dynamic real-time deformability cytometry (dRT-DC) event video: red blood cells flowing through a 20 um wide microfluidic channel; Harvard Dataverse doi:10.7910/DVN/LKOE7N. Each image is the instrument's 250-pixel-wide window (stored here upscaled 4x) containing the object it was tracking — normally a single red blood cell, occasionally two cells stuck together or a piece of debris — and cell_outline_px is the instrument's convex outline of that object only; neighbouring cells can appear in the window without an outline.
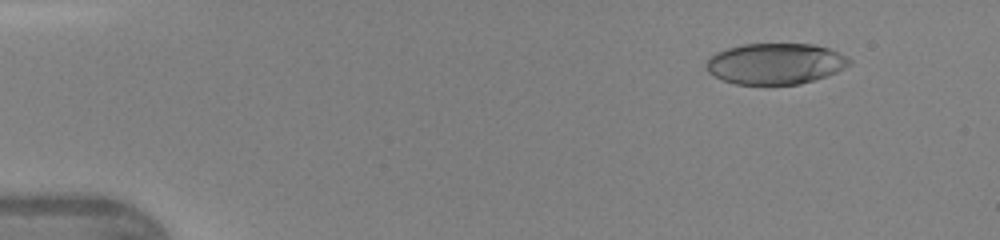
{"species": "human", "species_latin": "Homo sapiens", "temperature_condition": "warm", "stored_images_in_passage": 43, "camera_frame_rate_fps": 3000, "um_per_image_px": 0.085, "donor": {"sex": "female"}, "frame": {"image": 1, "passage_image": 2, "time_ms": 0.333, "image_size_px": [1000, 240], "cell_outline_px": [[852, 64], [828, 76], [800, 84], [736, 84], [712, 76], [704, 68], [704, 64], [716, 52], [728, 48], [744, 44], [812, 44], [828, 48], [848, 56], [852, 60]], "centroid_in_image_um": [65.92, 5.42], "position_along_channel_um": 19.1, "area_um2": 34.39}}
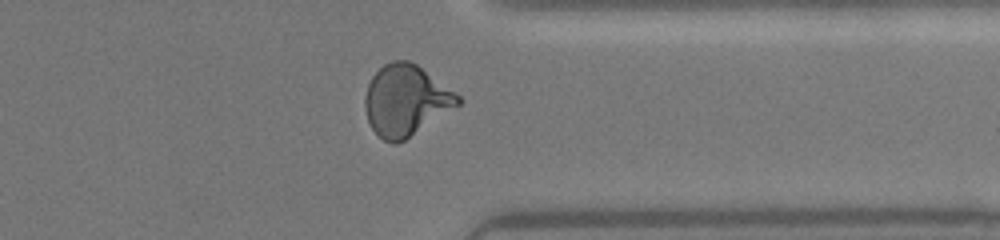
{"frame": {"image": 2, "passage_image": 34, "time_ms": 11.0, "image_size_px": [1000, 240], "cell_outline_px": [[464, 100], [460, 104], [404, 140], [396, 144], [392, 144], [384, 140], [372, 128], [368, 120], [364, 108], [364, 100], [368, 84], [372, 76], [384, 64], [392, 60], [408, 60], [416, 64], [460, 96]], "centroid_in_image_um": [34.47, 8.53], "position_along_channel_um": 376.9, "area_um2": 37.97}}
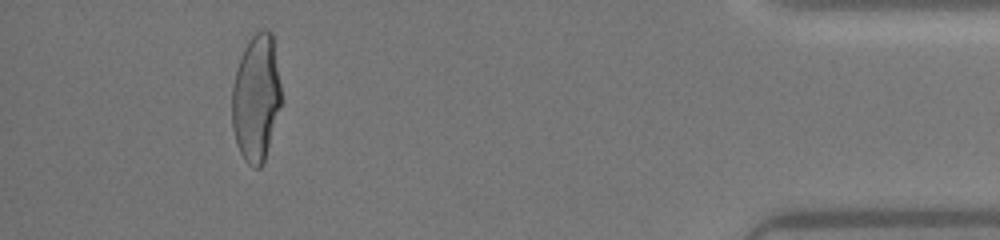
{"frame": {"image": 3, "passage_image": 40, "time_ms": 13.0, "image_size_px": [1000, 240], "cell_outline_px": [[280, 108], [264, 160], [260, 168], [252, 168], [244, 160], [236, 144], [232, 128], [232, 88], [236, 68], [244, 48], [248, 40], [256, 32], [264, 28], [268, 28], [272, 32], [280, 84]], "centroid_in_image_um": [21.75, 8.32], "position_along_channel_um": 413.4, "area_um2": 36.41}, "authors_computed_cell_mechanics": {"area_um2": 36.703, "velocity_mm_per_s": 4.3628, "shape_relaxation_time_tau1_ms": 5.5046, "shape_relaxation_time_tau2_ms": null, "deformation_change_tau1": 0.2146, "deformation_change_tau2": null}}